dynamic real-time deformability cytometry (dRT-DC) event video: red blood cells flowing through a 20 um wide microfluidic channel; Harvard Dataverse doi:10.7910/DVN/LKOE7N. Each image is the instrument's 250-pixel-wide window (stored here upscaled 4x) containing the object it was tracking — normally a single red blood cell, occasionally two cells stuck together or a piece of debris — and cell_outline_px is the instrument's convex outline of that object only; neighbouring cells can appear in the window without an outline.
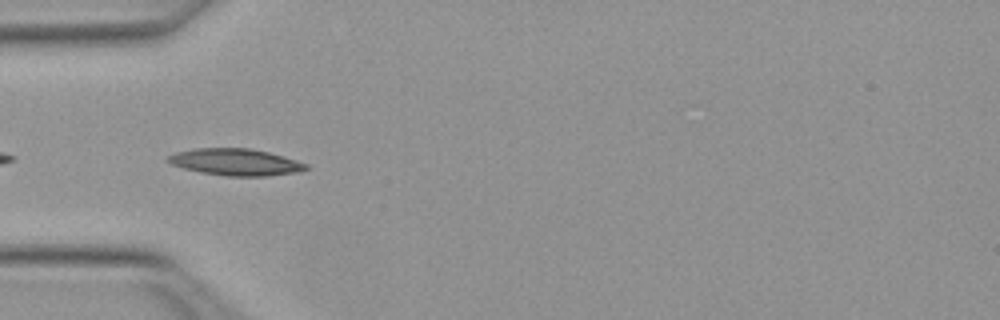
{"species": "Egyptian fruit bat (a non-hibernating species)", "species_latin": "Rousettus aegyptiacus", "temperature_condition": "warm", "stored_images_in_passage": 6, "camera_frame_rate_fps": 3000, "um_per_image_px": 0.085, "animal": {"sex": "female"}, "frame": {"image": 1, "passage_image": 2, "time_ms": 0.333, "image_size_px": [1000, 320], "cell_outline_px": [[308, 168], [300, 172], [268, 176], [224, 176], [200, 172], [184, 168], [172, 164], [164, 160], [168, 156], [176, 152], [192, 148], [248, 148], [268, 152], [284, 156], [308, 164]], "centroid_in_image_um": [20.02, 13.78], "position_along_channel_um": 65.0, "area_um2": 21.68}}